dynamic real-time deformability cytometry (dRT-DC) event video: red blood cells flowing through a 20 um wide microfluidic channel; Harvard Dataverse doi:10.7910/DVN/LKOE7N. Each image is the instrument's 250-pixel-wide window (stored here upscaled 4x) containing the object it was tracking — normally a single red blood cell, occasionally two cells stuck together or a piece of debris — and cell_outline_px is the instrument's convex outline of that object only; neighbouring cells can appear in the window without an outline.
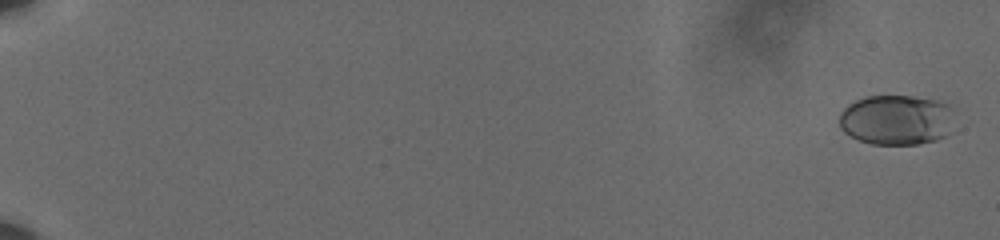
{"species": "human", "species_latin": "Homo sapiens", "temperature_condition": "cold", "stored_images_in_passage": 55, "camera_frame_rate_fps": 3000, "um_per_image_px": 0.085, "donor": {"sex": "male"}, "frame": {"image": 1, "passage_image": 2, "time_ms": 0.333, "image_size_px": [1000, 240], "cell_outline_px": [[952, 108], [944, 136], [936, 140], [916, 144], [872, 144], [860, 140], [844, 132], [840, 128], [840, 112], [848, 104], [864, 96], [912, 96], [936, 100], [948, 104]], "centroid_in_image_um": [76.11, 10.17], "position_along_channel_um": 8.9, "area_um2": 33.12}}
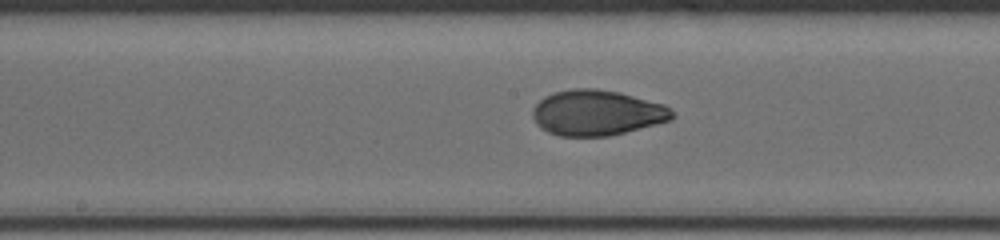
{"frame": {"image": 2, "passage_image": 32, "time_ms": 10.333, "image_size_px": [1000, 240], "cell_outline_px": [[676, 116], [672, 120], [608, 136], [560, 136], [548, 132], [540, 128], [536, 124], [532, 116], [532, 108], [544, 96], [552, 92], [572, 88], [596, 88], [620, 92], [664, 104], [672, 108]], "centroid_in_image_um": [50.73, 9.57], "position_along_channel_um": 197.5, "area_um2": 37.34}}
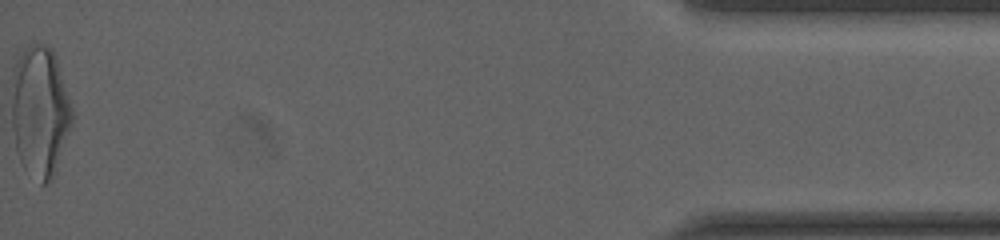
{"frame": {"image": 3, "passage_image": 55, "time_ms": 18.0, "image_size_px": [1000, 240], "cell_outline_px": [[72, 124], [52, 176], [48, 184], [40, 184], [20, 160], [16, 152], [12, 128], [12, 72], [24, 48], [32, 44], [48, 44], [52, 48], [56, 56], [72, 108]], "centroid_in_image_um": [3.38, 9.42], "position_along_channel_um": 431.8, "area_um2": 45.66}, "authors_computed_cell_mechanics": {"area_um2": 36.125, "velocity_mm_per_s": 3.6373, "shape_relaxation_time_tau1_ms": 3.0808, "shape_relaxation_time_tau2_ms": 0.9727, "deformation_change_tau1": 0.1672, "deformation_change_tau2": 0.052}}